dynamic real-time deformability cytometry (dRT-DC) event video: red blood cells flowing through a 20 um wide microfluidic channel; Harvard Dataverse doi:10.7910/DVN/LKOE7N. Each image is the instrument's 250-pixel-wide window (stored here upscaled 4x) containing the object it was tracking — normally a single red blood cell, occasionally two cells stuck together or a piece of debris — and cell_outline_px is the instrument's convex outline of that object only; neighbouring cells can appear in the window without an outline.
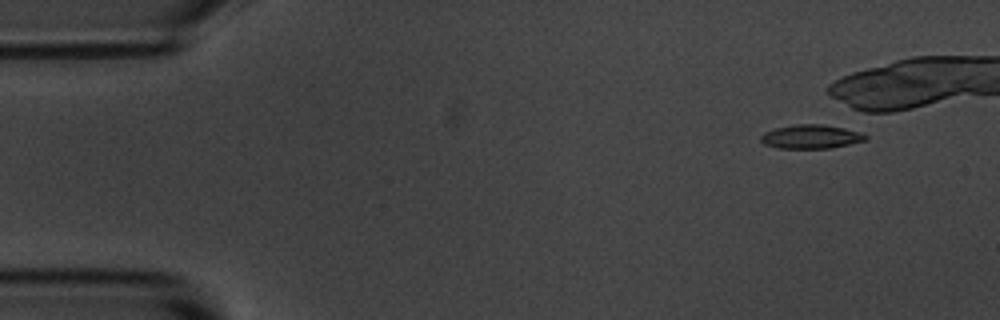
{"species": "common noctule bat (a hibernating species)", "species_latin": "Nyctalus noctula", "temperature_condition": "room temperature", "stored_images_in_passage": 7, "camera_frame_rate_fps": 3000, "um_per_image_px": 0.085, "animal": {"sex": "male", "body_mass_g": 20.1, "forearm_length_mm": 53.5}, "frame": {"image": 1, "passage_image": 2, "time_ms": 1.0, "image_size_px": [1000, 320], "cell_outline_px": [[868, 140], [832, 148], [780, 148], [764, 144], [760, 140], [760, 136], [764, 132], [776, 128], [796, 124], [820, 124], [844, 128], [864, 132], [868, 136]], "centroid_in_image_um": [68.99, 11.61], "position_along_channel_um": 16.0, "area_um2": 14.68}}